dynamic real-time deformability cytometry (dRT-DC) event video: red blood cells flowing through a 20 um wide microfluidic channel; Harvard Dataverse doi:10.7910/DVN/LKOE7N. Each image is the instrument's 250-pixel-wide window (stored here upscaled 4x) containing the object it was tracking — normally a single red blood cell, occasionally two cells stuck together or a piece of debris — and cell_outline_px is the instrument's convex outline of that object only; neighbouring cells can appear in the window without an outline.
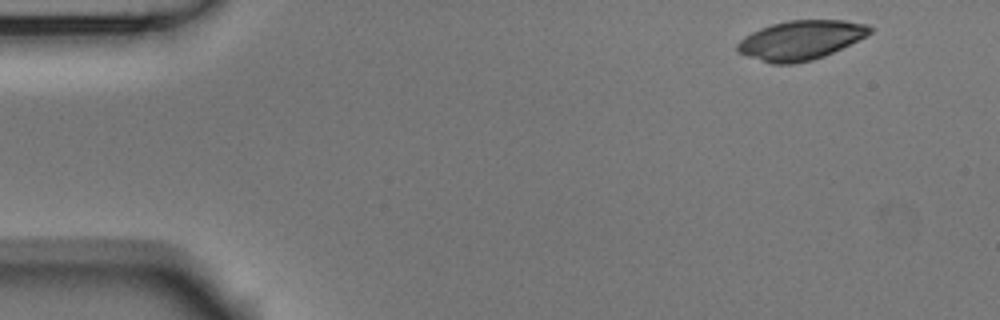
{"species": "Egyptian fruit bat (a non-hibernating species)", "species_latin": "Rousettus aegyptiacus", "temperature_condition": "room temperature", "stored_images_in_passage": 3, "camera_frame_rate_fps": 3000, "um_per_image_px": 0.085, "animal": {"sex": "male"}, "frame": {"image": 1, "passage_image": 1, "time_ms": 0.0, "image_size_px": [1000, 320], "cell_outline_px": [[876, 28], [872, 32], [824, 56], [812, 60], [792, 64], [772, 64], [736, 52], [736, 44], [744, 36], [760, 28], [772, 24], [788, 20], [844, 20], [864, 24]], "centroid_in_image_um": [68.02, 3.41], "position_along_channel_um": 17.0, "area_um2": 30.11}}